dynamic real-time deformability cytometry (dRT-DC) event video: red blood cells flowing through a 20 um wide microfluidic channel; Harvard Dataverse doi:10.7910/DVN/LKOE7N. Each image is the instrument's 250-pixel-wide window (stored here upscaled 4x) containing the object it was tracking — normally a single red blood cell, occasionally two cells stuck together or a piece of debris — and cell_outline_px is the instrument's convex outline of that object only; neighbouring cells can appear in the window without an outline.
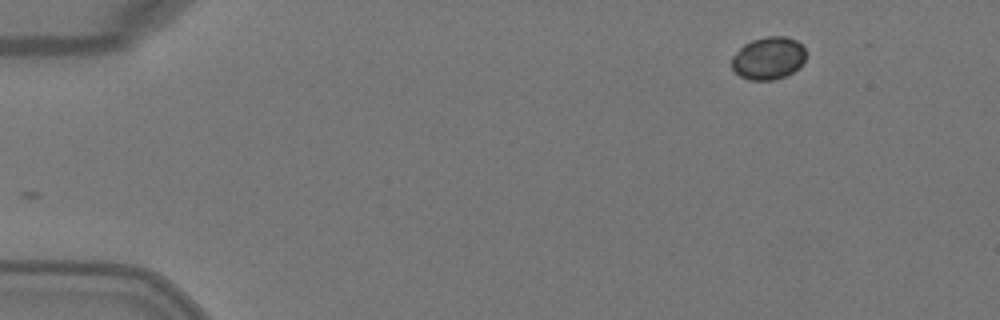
{"species": "Egyptian fruit bat (a non-hibernating species)", "species_latin": "Rousettus aegyptiacus", "temperature_condition": "warm", "stored_images_in_passage": 2, "camera_frame_rate_fps": 3000, "um_per_image_px": 0.085, "animal": {"sex": "female"}, "frame": {"image": 1, "passage_image": 2, "time_ms": 0.333, "image_size_px": [1000, 320], "cell_outline_px": [[804, 60], [792, 72], [784, 76], [772, 80], [748, 80], [740, 76], [732, 68], [732, 56], [744, 44], [752, 40], [764, 36], [784, 36], [796, 40], [804, 48]], "centroid_in_image_um": [65.27, 4.94], "position_along_channel_um": 19.7, "area_um2": 18.21}}